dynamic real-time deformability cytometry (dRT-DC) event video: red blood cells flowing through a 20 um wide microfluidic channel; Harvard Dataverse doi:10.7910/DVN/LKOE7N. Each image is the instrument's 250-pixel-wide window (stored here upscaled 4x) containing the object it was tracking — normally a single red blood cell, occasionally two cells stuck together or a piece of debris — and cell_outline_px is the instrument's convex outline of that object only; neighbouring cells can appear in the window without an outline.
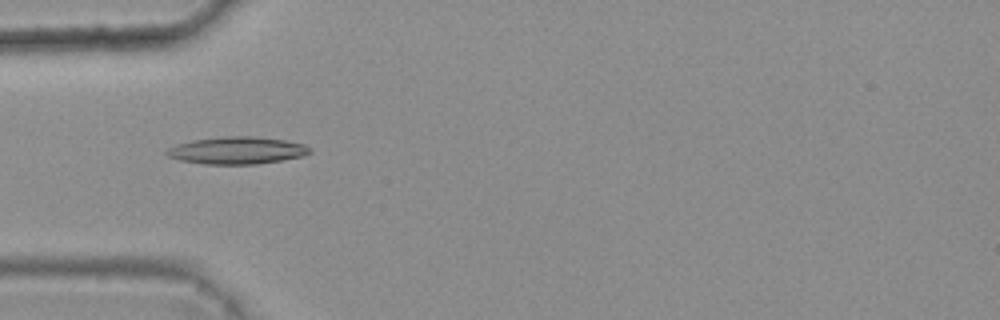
{"species": "common noctule bat (a hibernating species)", "species_latin": "Nyctalus noctula", "temperature_condition": "warm", "stored_images_in_passage": 7, "camera_frame_rate_fps": 3000, "um_per_image_px": 0.085, "animal": {"sex": "female", "body_mass_g": 25.1}, "frame": {"image": 1, "passage_image": 5, "time_ms": 1.333, "image_size_px": [1000, 320], "cell_outline_px": [[312, 152], [304, 156], [284, 160], [256, 164], [204, 164], [180, 160], [168, 156], [164, 152], [168, 148], [176, 144], [192, 140], [224, 136], [256, 136], [284, 140], [304, 144], [312, 148]], "centroid_in_image_um": [20.17, 12.78], "position_along_channel_um": 64.8, "area_um2": 22.95}}
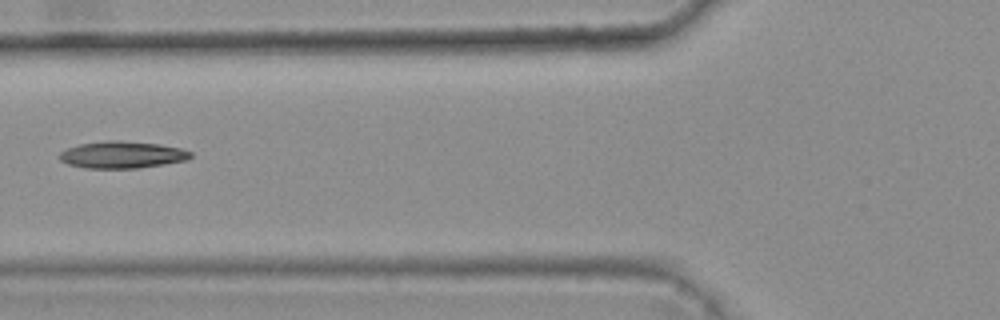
{"frame": {"image": 2, "passage_image": 6, "time_ms": 1.667, "image_size_px": [1000, 320], "cell_outline_px": [[192, 156], [188, 160], [140, 168], [84, 168], [68, 164], [60, 160], [56, 156], [60, 152], [68, 148], [80, 144], [108, 140], [120, 140], [160, 144], [180, 148], [192, 152]], "centroid_in_image_um": [10.38, 13.15], "position_along_channel_um": 115.4, "area_um2": 20.75}}
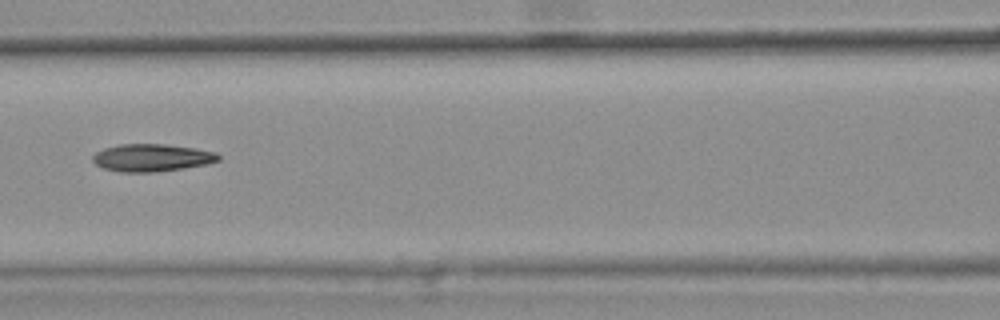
{"frame": {"image": 3, "passage_image": 7, "time_ms": 2.0, "image_size_px": [1000, 320], "cell_outline_px": [[220, 160], [204, 164], [184, 168], [152, 172], [120, 172], [104, 168], [96, 164], [92, 160], [92, 156], [96, 152], [104, 148], [120, 144], [164, 144], [196, 148], [216, 152], [220, 156]], "centroid_in_image_um": [12.89, 13.4], "position_along_channel_um": 153.7, "area_um2": 20.06}}